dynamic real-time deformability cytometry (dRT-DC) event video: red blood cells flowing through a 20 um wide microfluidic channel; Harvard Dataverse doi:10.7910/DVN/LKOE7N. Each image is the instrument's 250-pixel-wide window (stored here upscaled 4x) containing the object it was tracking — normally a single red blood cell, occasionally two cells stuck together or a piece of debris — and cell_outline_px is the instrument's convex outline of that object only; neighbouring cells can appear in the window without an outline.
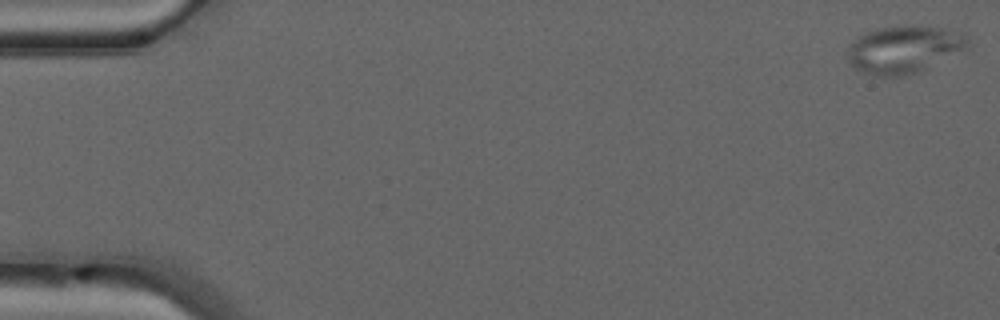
{"species": "common noctule bat (a hibernating species)", "species_latin": "Nyctalus noctula", "temperature_condition": "warm", "stored_images_in_passage": 50, "camera_frame_rate_fps": 3000, "um_per_image_px": 0.085, "animal": {"sex": "male", "forearm_length_mm": 52.5}, "frame": {"image": 1, "passage_image": 1, "time_ms": 0.0, "image_size_px": [1000, 320], "cell_outline_px": [[972, 44], [968, 48], [920, 72], [904, 76], [872, 76], [856, 68], [848, 60], [848, 48], [852, 40], [864, 32], [876, 28], [940, 28], [964, 32], [968, 36]], "centroid_in_image_um": [76.87, 4.23], "position_along_channel_um": 8.1, "area_um2": 33.0}}
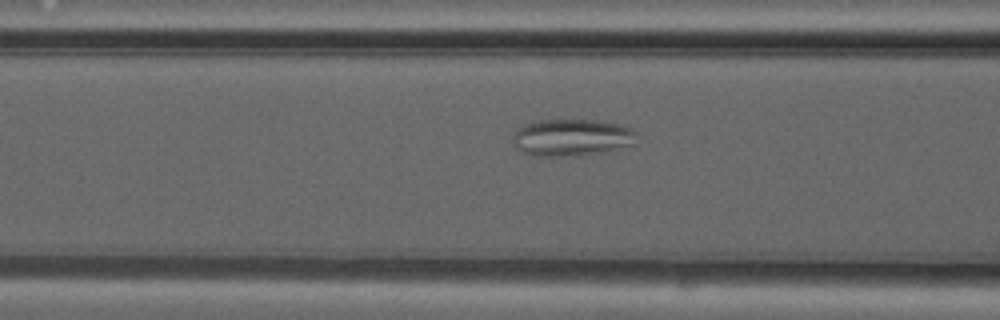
{"frame": {"image": 2, "passage_image": 20, "time_ms": 6.333, "image_size_px": [1000, 320], "cell_outline_px": [[636, 132], [632, 144], [580, 156], [532, 156], [520, 152], [516, 148], [512, 140], [512, 136], [516, 128], [524, 124], [540, 120], [600, 120], [620, 124], [632, 128]], "centroid_in_image_um": [48.5, 11.68], "position_along_channel_um": 118.1, "area_um2": 26.76}}
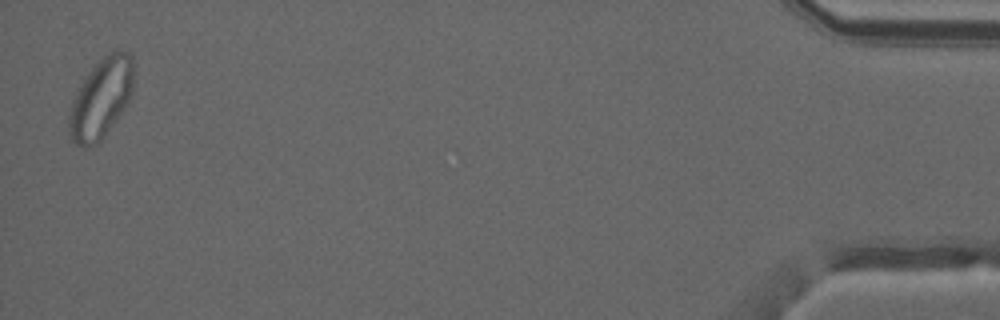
{"frame": {"image": 3, "passage_image": 49, "time_ms": 16.0, "image_size_px": [1000, 320], "cell_outline_px": [[132, 92], [128, 104], [104, 136], [96, 144], [84, 148], [76, 144], [72, 140], [68, 132], [68, 116], [72, 100], [76, 92], [88, 72], [108, 52], [124, 48], [132, 52]], "centroid_in_image_um": [8.59, 8.35], "position_along_channel_um": 426.6, "area_um2": 30.23}, "authors_computed_cell_mechanics": {"area_um2": 28.0619, "velocity_mm_per_s": 4.1333, "shape_relaxation_time_tau1_ms": null, "shape_relaxation_time_tau2_ms": 1.1987, "deformation_change_tau1": null, "deformation_change_tau2": 0.0674}}